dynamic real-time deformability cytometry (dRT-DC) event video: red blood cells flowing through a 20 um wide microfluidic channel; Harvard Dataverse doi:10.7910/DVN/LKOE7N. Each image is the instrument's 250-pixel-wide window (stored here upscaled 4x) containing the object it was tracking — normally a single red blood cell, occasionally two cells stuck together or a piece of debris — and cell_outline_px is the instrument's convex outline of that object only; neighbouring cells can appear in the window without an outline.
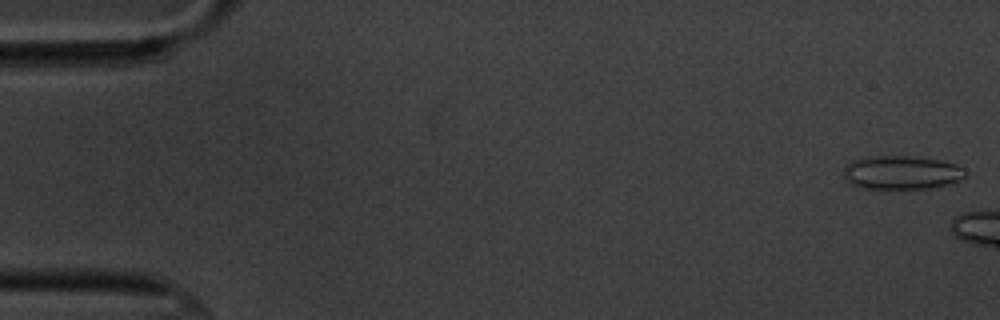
{"species": "common noctule bat (a hibernating species)", "species_latin": "Nyctalus noctula", "temperature_condition": "cold", "stored_images_in_passage": 5, "camera_frame_rate_fps": 3000, "um_per_image_px": 0.085, "animal": {"sex": "male", "body_mass_g": 20.1, "forearm_length_mm": 53.5}, "frame": {"image": 1, "passage_image": 1, "time_ms": 0.0, "image_size_px": [1000, 320], "cell_outline_px": [[968, 176], [944, 184], [928, 188], [860, 188], [844, 180], [844, 168], [852, 160], [864, 156], [908, 156], [940, 160], [956, 164], [964, 168], [968, 172]], "centroid_in_image_um": [76.6, 14.65], "position_along_channel_um": 8.4, "area_um2": 23.81}}